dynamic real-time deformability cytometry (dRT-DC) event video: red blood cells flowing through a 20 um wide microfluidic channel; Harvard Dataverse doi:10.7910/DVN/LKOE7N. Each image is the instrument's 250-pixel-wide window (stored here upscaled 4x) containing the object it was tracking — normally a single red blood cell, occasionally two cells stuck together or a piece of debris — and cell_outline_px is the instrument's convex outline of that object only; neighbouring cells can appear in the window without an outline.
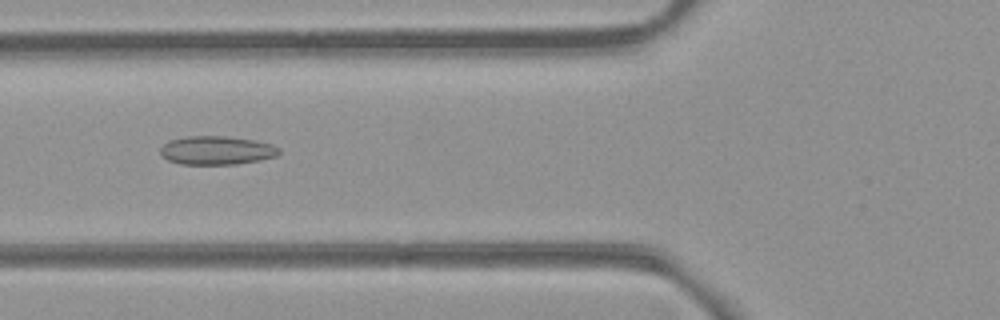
{"species": "common noctule bat (a hibernating species)", "species_latin": "Nyctalus noctula", "temperature_condition": "room temperature", "stored_images_in_passage": 38, "camera_frame_rate_fps": 3000, "um_per_image_px": 0.085, "animal": {"sex": "female", "body_mass_g": 21.9}, "frame": {"image": 1, "passage_image": 5, "time_ms": 1.333, "image_size_px": [1000, 320], "cell_outline_px": [[280, 152], [276, 156], [260, 160], [236, 164], [180, 164], [168, 160], [160, 156], [160, 148], [168, 140], [188, 136], [224, 136], [256, 140], [272, 144], [280, 148]], "centroid_in_image_um": [18.4, 12.78], "position_along_channel_um": 107.4, "area_um2": 19.94}}
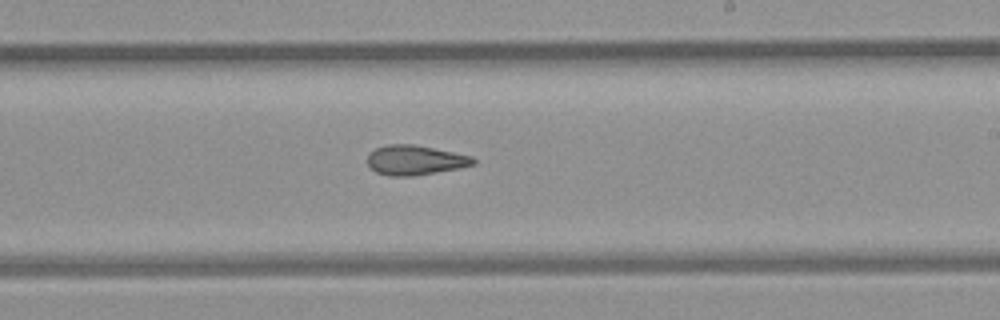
{"frame": {"image": 2, "passage_image": 16, "time_ms": 5.0, "image_size_px": [1000, 320], "cell_outline_px": [[476, 164], [460, 168], [412, 176], [388, 176], [376, 172], [368, 168], [368, 152], [376, 148], [388, 144], [412, 144], [472, 156], [476, 160]], "centroid_in_image_um": [35.25, 13.62], "position_along_channel_um": 253.7, "area_um2": 18.38}}
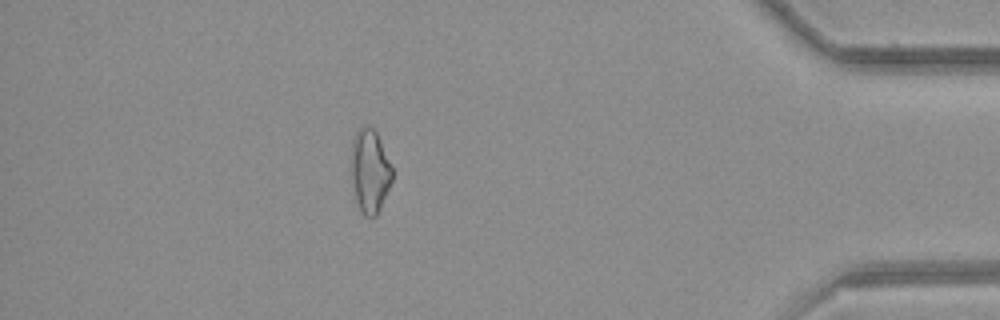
{"frame": {"image": 3, "passage_image": 31, "time_ms": 10.0, "image_size_px": [1000, 320], "cell_outline_px": [[392, 180], [380, 208], [376, 216], [364, 216], [360, 212], [356, 200], [352, 180], [352, 140], [356, 132], [360, 128], [368, 124], [376, 132], [392, 168]], "centroid_in_image_um": [31.43, 14.54], "position_along_channel_um": 403.8, "area_um2": 19.59}, "authors_computed_cell_mechanics": {"area_um2": 19.0162, "velocity_mm_per_s": 3.9874, "shape_relaxation_time_tau1_ms": null, "shape_relaxation_time_tau2_ms": 4.9302, "deformation_change_tau1": null, "deformation_change_tau2": 0.1243}}